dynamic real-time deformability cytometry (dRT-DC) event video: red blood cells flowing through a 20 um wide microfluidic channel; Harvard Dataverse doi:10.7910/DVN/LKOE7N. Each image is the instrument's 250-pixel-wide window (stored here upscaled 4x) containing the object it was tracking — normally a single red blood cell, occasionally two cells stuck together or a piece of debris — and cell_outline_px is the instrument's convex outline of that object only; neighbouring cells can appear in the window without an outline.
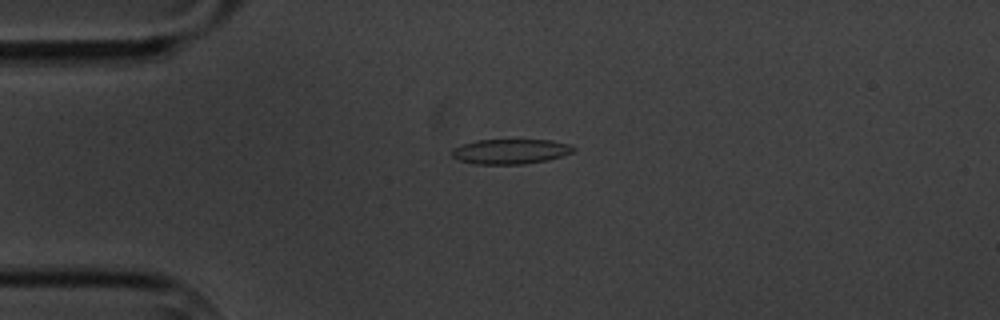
{"species": "common noctule bat (a hibernating species)", "species_latin": "Nyctalus noctula", "temperature_condition": "cold", "stored_images_in_passage": 6, "camera_frame_rate_fps": 3000, "um_per_image_px": 0.085, "animal": {"sex": "male", "body_mass_g": 20.1, "forearm_length_mm": 53.5}, "frame": {"image": 1, "passage_image": 4, "time_ms": 3.333, "image_size_px": [1000, 320], "cell_outline_px": [[576, 148], [572, 152], [548, 160], [524, 164], [476, 164], [460, 160], [452, 156], [452, 148], [460, 144], [476, 140], [552, 140], [572, 144]], "centroid_in_image_um": [43.39, 12.86], "position_along_channel_um": 41.6, "area_um2": 17.74}}
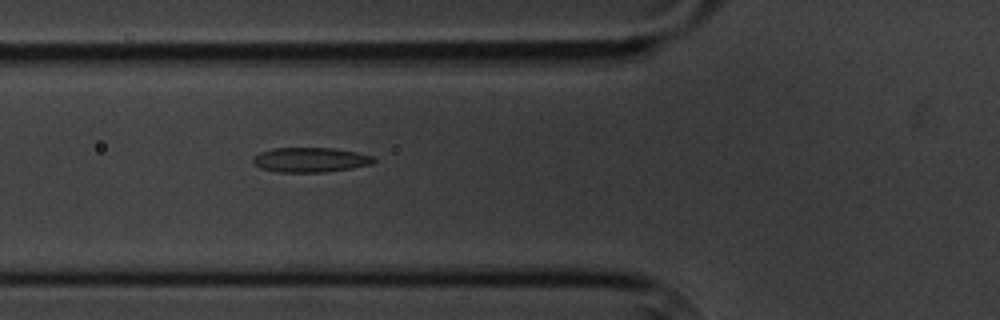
{"frame": {"image": 2, "passage_image": 6, "time_ms": 5.667, "image_size_px": [1000, 320], "cell_outline_px": [[376, 160], [372, 164], [352, 168], [324, 172], [280, 172], [260, 168], [252, 164], [252, 156], [260, 152], [272, 148], [332, 148], [356, 152], [372, 156]], "centroid_in_image_um": [26.33, 13.58], "position_along_channel_um": 99.5, "area_um2": 17.46}}